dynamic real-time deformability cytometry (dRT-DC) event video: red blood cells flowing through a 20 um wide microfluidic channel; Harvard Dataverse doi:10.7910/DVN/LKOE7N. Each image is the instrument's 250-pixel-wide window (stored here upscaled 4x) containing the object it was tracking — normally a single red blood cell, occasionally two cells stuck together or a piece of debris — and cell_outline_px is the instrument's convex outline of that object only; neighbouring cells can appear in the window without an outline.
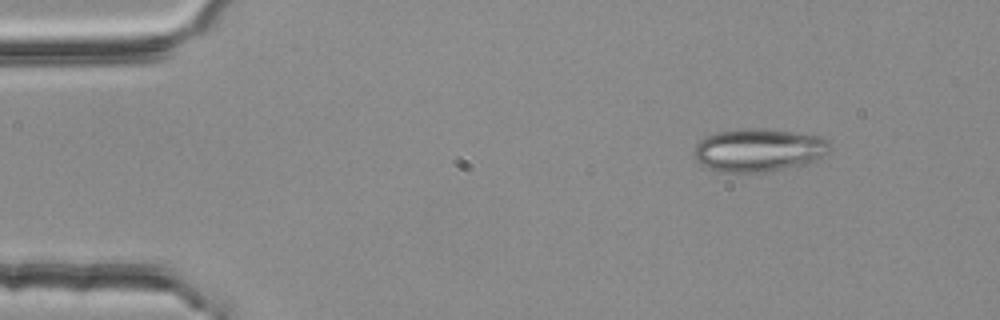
{"species": "common noctule bat (a hibernating species)", "species_latin": "Nyctalus noctula", "temperature_condition": "room temperature", "stored_images_in_passage": 3, "camera_frame_rate_fps": 3000, "um_per_image_px": 0.085, "animal": {"sex": "female", "body_mass_g": 25.1}, "frame": {"image": 1, "passage_image": 1, "time_ms": 0.0, "image_size_px": [1000, 320], "cell_outline_px": [[828, 144], [820, 160], [804, 164], [764, 172], [724, 172], [708, 168], [700, 164], [692, 156], [692, 152], [696, 144], [700, 140], [708, 136], [720, 132], [740, 128], [764, 128], [820, 136], [828, 140]], "centroid_in_image_um": [64.42, 12.76], "position_along_channel_um": 20.6, "area_um2": 33.93}}